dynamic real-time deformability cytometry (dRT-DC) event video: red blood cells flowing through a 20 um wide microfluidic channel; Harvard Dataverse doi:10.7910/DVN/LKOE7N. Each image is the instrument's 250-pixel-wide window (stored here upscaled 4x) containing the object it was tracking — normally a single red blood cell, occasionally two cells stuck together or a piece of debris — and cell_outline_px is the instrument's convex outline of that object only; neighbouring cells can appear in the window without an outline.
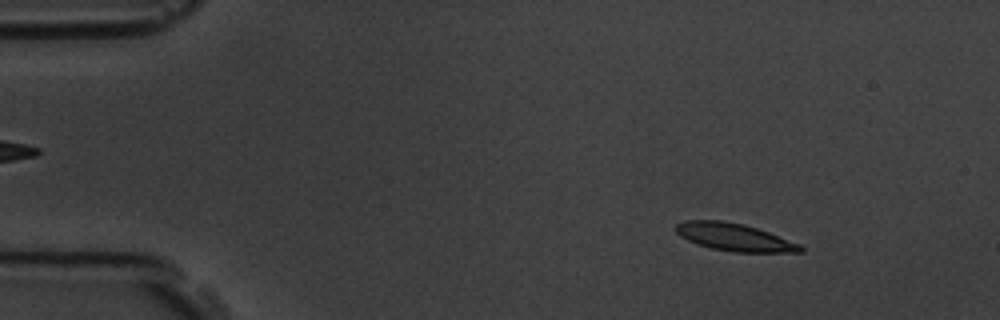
{"species": "common noctule bat (a hibernating species)", "species_latin": "Nyctalus noctula", "temperature_condition": "room temperature", "stored_images_in_passage": 5, "camera_frame_rate_fps": 3000, "um_per_image_px": 0.085, "animal": {"sex": "male", "body_mass_g": 19.5, "forearm_length_mm": 54.6}, "frame": {"image": 1, "passage_image": 2, "time_ms": 0.333, "image_size_px": [1000, 320], "cell_outline_px": [[804, 252], [732, 252], [712, 248], [696, 244], [680, 236], [676, 232], [676, 224], [688, 220], [724, 220], [744, 224], [768, 232], [800, 244], [804, 248]], "centroid_in_image_um": [62.42, 20.16], "position_along_channel_um": 22.6, "area_um2": 19.94}}
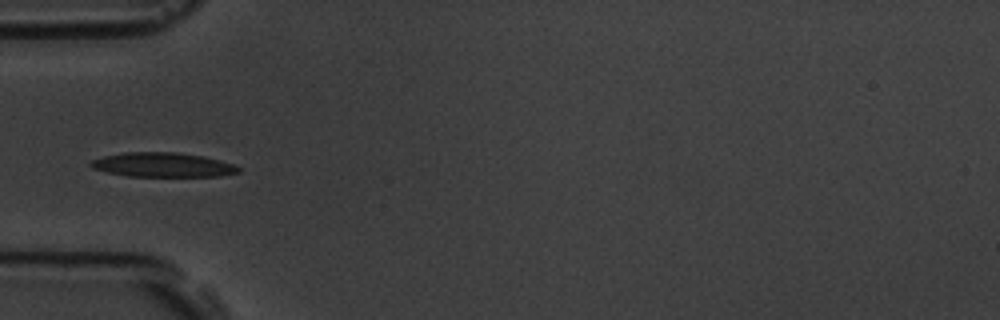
{"frame": {"image": 2, "passage_image": 5, "time_ms": 1.333, "image_size_px": [1000, 320], "cell_outline_px": [[240, 172], [220, 176], [128, 176], [108, 172], [92, 168], [88, 164], [92, 160], [104, 156], [124, 152], [176, 152], [204, 156], [236, 164], [240, 168]], "centroid_in_image_um": [13.86, 14.0], "position_along_channel_um": 71.1, "area_um2": 21.04}}